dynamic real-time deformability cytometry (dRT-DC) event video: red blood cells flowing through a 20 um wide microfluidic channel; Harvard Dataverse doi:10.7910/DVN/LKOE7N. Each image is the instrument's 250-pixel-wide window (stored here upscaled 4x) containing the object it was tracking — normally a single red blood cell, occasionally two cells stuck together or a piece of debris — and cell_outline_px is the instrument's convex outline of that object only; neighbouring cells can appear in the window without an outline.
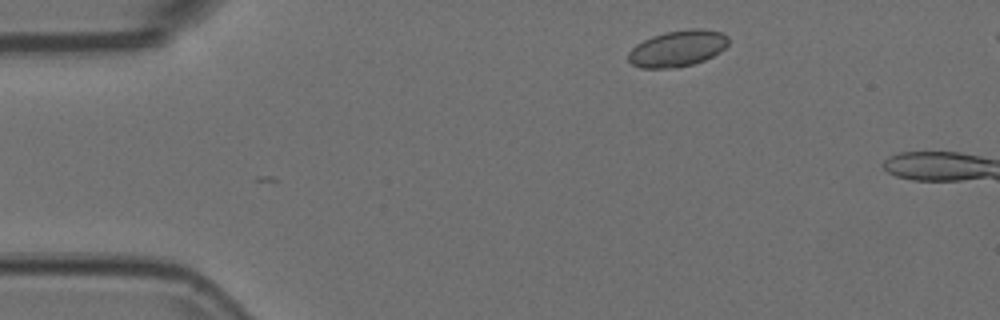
{"species": "Egyptian fruit bat (a non-hibernating species)", "species_latin": "Rousettus aegyptiacus", "temperature_condition": "room temperature", "stored_images_in_passage": 8, "camera_frame_rate_fps": 3000, "um_per_image_px": 0.085, "animal": {"sex": "female"}, "frame": {"image": 1, "passage_image": 1, "time_ms": 0.0, "image_size_px": [1000, 320], "cell_outline_px": [[728, 44], [720, 52], [704, 60], [692, 64], [676, 68], [640, 68], [632, 64], [628, 60], [628, 52], [636, 44], [652, 36], [664, 32], [692, 28], [700, 28], [724, 32], [728, 36]], "centroid_in_image_um": [57.6, 4.11], "position_along_channel_um": 27.4, "area_um2": 21.33}}